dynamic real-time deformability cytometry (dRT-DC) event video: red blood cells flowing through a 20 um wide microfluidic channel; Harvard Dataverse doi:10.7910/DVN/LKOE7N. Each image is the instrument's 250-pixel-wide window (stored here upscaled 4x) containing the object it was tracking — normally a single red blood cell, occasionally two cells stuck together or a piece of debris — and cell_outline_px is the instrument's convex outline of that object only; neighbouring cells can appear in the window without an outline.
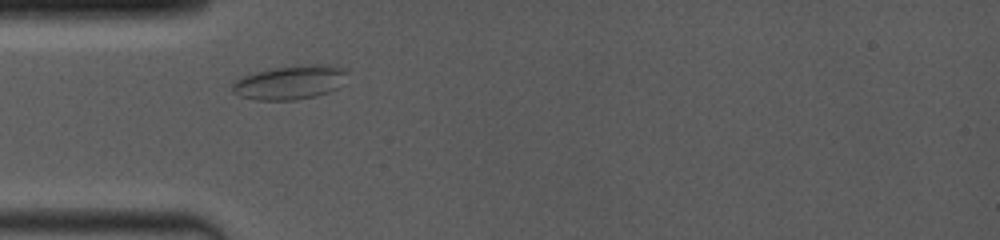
{"species": "common noctule bat (a hibernating species)", "species_latin": "Nyctalus noctula", "temperature_condition": "room temperature", "stored_images_in_passage": 27, "camera_frame_rate_fps": 4000, "um_per_image_px": 0.085, "animal": {"sex": "female", "body_mass_g": 19.0, "forearm_length_mm": 53.3}, "frame": {"image": 1, "passage_image": 1, "time_ms": 0.0, "image_size_px": [1000, 240], "cell_outline_px": [[348, 72], [340, 88], [316, 96], [296, 100], [256, 100], [240, 96], [232, 92], [232, 80], [240, 76], [252, 72], [276, 68], [312, 64], [328, 64], [344, 68]], "centroid_in_image_um": [24.63, 7.0], "position_along_channel_um": 60.4, "area_um2": 23.12}}
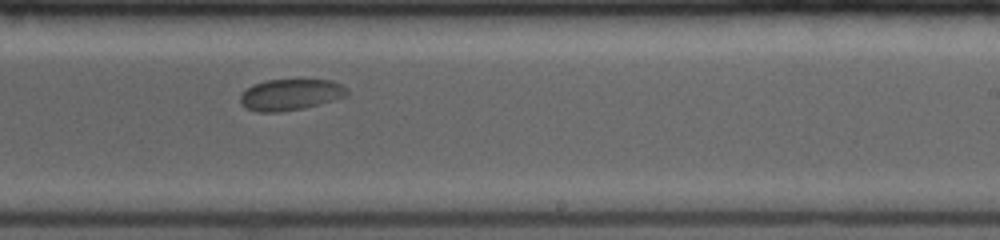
{"frame": {"image": 2, "passage_image": 14, "time_ms": 5.25, "image_size_px": [1000, 240], "cell_outline_px": [[348, 96], [320, 104], [304, 108], [280, 112], [256, 112], [244, 108], [240, 104], [240, 96], [252, 84], [264, 80], [332, 80], [348, 88]], "centroid_in_image_um": [24.68, 8.05], "position_along_channel_um": 264.3, "area_um2": 19.65}}
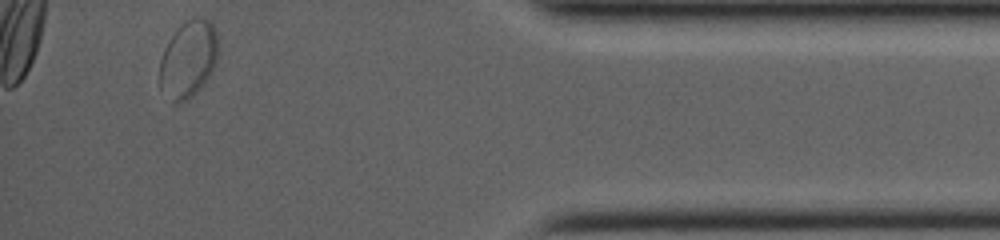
{"frame": {"image": 3, "passage_image": 27, "time_ms": 10.0, "image_size_px": [1000, 240], "cell_outline_px": [[216, 60], [208, 76], [200, 88], [192, 96], [184, 100], [172, 100], [160, 88], [160, 60], [164, 48], [176, 28], [184, 20], [192, 16], [200, 16], [212, 20], [216, 28]], "centroid_in_image_um": [16.0, 4.92], "position_along_channel_um": 419.2, "area_um2": 26.01}}